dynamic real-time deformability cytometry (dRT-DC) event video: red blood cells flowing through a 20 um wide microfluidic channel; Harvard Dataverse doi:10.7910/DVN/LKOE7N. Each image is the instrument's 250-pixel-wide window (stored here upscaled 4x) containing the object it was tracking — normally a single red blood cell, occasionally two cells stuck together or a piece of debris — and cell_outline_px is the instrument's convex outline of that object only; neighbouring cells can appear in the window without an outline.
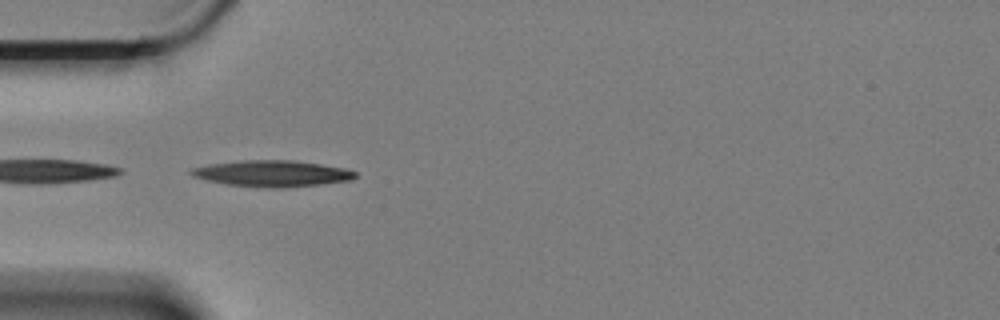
{"species": "Egyptian fruit bat (a non-hibernating species)", "species_latin": "Rousettus aegyptiacus", "temperature_condition": "cold", "stored_images_in_passage": 6, "camera_frame_rate_fps": 3000, "um_per_image_px": 0.085, "animal": {"sex": "female"}, "frame": {"image": 1, "passage_image": 5, "time_ms": 1.333, "image_size_px": [1000, 320], "cell_outline_px": [[356, 176], [352, 180], [316, 184], [276, 188], [228, 184], [208, 180], [192, 176], [188, 172], [192, 168], [208, 164], [240, 160], [292, 160], [320, 164], [344, 168], [356, 172]], "centroid_in_image_um": [23.1, 14.73], "position_along_channel_um": 61.9, "area_um2": 24.68}}